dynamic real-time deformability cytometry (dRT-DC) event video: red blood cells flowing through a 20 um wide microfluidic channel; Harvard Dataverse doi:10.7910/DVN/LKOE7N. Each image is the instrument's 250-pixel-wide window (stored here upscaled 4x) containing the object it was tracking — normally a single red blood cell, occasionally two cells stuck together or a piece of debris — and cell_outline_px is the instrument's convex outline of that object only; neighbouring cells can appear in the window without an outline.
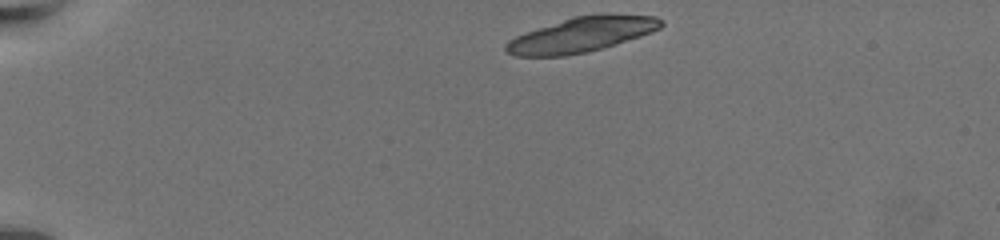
{"species": "common noctule bat (a hibernating species)", "species_latin": "Nyctalus noctula", "temperature_condition": "warm", "stored_images_in_passage": 13, "camera_frame_rate_fps": 3000, "um_per_image_px": 0.085, "animal": {"sex": "female", "body_mass_g": 19.5, "forearm_length_mm": 54.1}, "frame": {"image": 1, "passage_image": 1, "time_ms": 0.0, "image_size_px": [1000, 240], "cell_outline_px": [[664, 24], [660, 28], [652, 32], [616, 44], [588, 52], [564, 56], [516, 56], [508, 52], [504, 48], [504, 44], [508, 40], [516, 36], [572, 16], [604, 12], [608, 12], [656, 16], [664, 20]], "centroid_in_image_um": [49.5, 2.91], "position_along_channel_um": 35.5, "area_um2": 32.02}}